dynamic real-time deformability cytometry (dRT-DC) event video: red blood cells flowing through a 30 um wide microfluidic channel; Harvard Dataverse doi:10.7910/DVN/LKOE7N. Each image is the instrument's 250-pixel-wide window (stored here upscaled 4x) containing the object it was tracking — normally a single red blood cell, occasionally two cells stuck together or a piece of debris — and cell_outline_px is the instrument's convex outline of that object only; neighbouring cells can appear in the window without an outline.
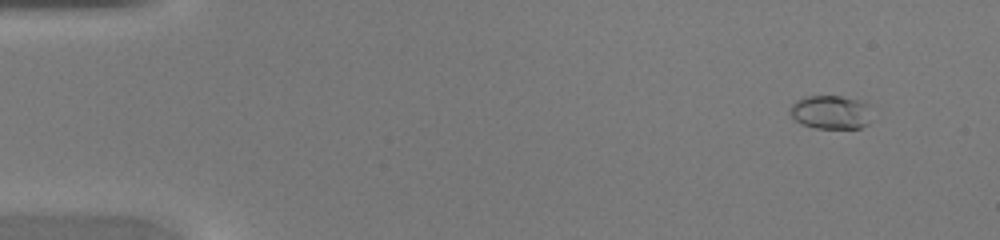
{"species": "common noctule bat (a hibernating species)", "species_latin": "Nyctalus noctula", "temperature_condition": "warm", "stored_images_in_passage": 42, "camera_frame_rate_fps": 3000, "um_per_image_px": 0.085, "animal": {"sex": "female", "body_mass_g": 20.0, "forearm_length_mm": 54.0}, "frame": {"image": 1, "passage_image": 1, "time_ms": 0.0, "image_size_px": [1000, 240], "cell_outline_px": [[868, 124], [860, 128], [816, 128], [800, 124], [792, 116], [792, 104], [796, 100], [808, 96], [840, 96], [856, 100], [868, 104]], "centroid_in_image_um": [70.59, 9.54], "position_along_channel_um": 14.4, "area_um2": 15.66}}
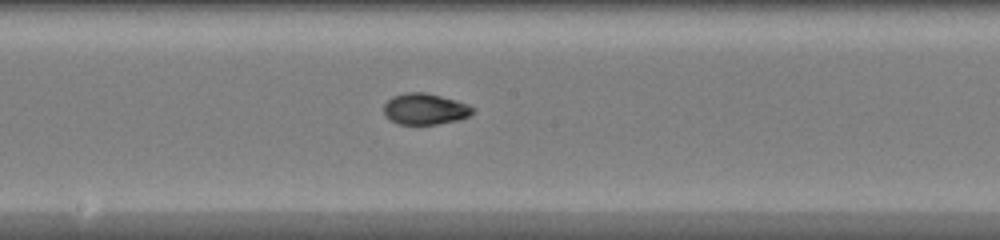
{"frame": {"image": 2, "passage_image": 22, "time_ms": 7.0, "image_size_px": [1000, 240], "cell_outline_px": [[476, 108], [468, 116], [460, 120], [436, 124], [396, 124], [384, 116], [384, 104], [392, 96], [404, 92], [424, 92], [456, 100]], "centroid_in_image_um": [36.09, 9.27], "position_along_channel_um": 212.1, "area_um2": 16.24}}
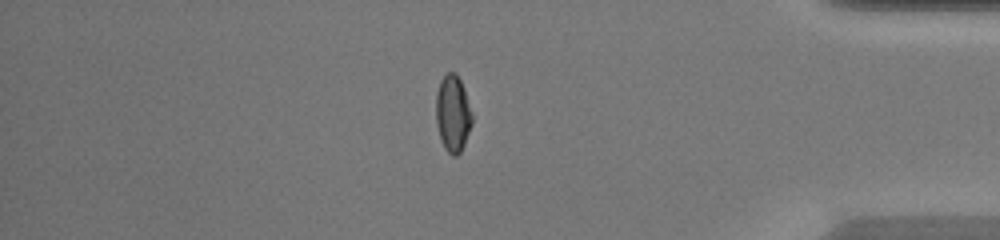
{"frame": {"image": 3, "passage_image": 36, "time_ms": 11.667, "image_size_px": [1000, 240], "cell_outline_px": [[472, 124], [464, 144], [460, 152], [456, 156], [452, 156], [444, 148], [440, 140], [436, 124], [436, 92], [440, 80], [448, 72], [456, 72], [460, 80], [472, 116]], "centroid_in_image_um": [38.46, 9.67], "position_along_channel_um": 396.7, "area_um2": 16.01}}